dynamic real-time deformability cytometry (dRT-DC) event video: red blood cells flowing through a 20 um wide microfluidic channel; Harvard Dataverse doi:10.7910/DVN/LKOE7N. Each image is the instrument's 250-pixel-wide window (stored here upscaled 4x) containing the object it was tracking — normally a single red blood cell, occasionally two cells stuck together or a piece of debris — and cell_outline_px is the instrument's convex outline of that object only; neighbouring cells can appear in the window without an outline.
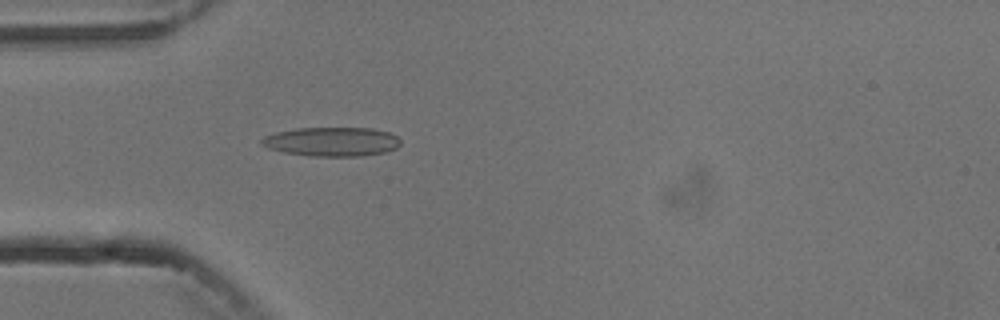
{"species": "common noctule bat (a hibernating species)", "species_latin": "Nyctalus noctula", "temperature_condition": "cold", "stored_images_in_passage": 3, "camera_frame_rate_fps": 3000, "um_per_image_px": 0.085, "animal": {"sex": "male", "body_mass_g": 13.3}, "frame": {"image": 1, "passage_image": 3, "time_ms": 2.333, "image_size_px": [1000, 320], "cell_outline_px": [[400, 144], [396, 148], [384, 152], [364, 156], [308, 156], [284, 152], [268, 148], [260, 144], [260, 140], [264, 136], [276, 132], [296, 128], [372, 128], [392, 132], [400, 140]], "centroid_in_image_um": [28.2, 12.04], "position_along_channel_um": 56.8, "area_um2": 23.76}}